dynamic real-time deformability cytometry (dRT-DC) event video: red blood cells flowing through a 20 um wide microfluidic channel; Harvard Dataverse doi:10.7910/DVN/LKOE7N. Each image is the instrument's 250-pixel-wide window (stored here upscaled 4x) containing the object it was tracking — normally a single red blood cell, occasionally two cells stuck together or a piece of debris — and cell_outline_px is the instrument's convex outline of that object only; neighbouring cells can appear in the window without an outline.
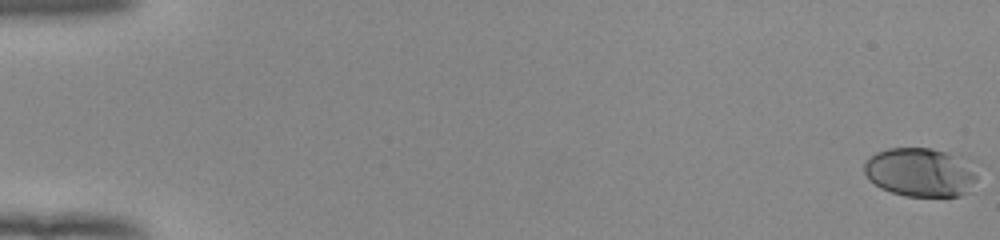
{"species": "human", "species_latin": "Homo sapiens", "temperature_condition": "room temperature", "stored_images_in_passage": 54, "camera_frame_rate_fps": 3000, "um_per_image_px": 0.085, "donor": {"sex": "female"}, "frame": {"image": 1, "passage_image": 1, "time_ms": 0.0, "image_size_px": [1000, 240], "cell_outline_px": [[976, 180], [968, 192], [960, 196], [904, 196], [880, 188], [868, 180], [864, 172], [864, 164], [876, 152], [888, 148], [932, 148], [960, 156], [976, 176]], "centroid_in_image_um": [78.17, 14.65], "position_along_channel_um": 6.8, "area_um2": 31.91}}
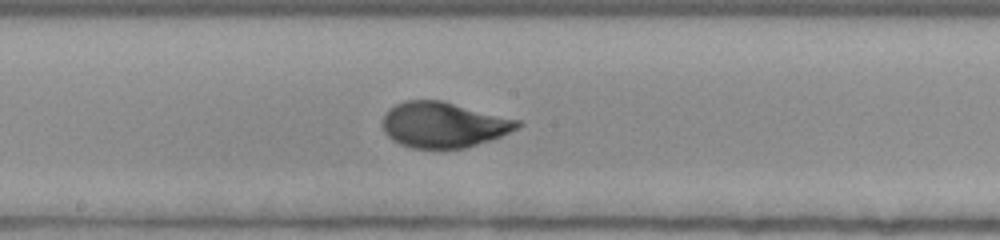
{"frame": {"image": 2, "passage_image": 31, "time_ms": 10.0, "image_size_px": [1000, 240], "cell_outline_px": [[524, 124], [492, 140], [464, 148], [412, 148], [400, 144], [392, 140], [384, 132], [384, 116], [388, 108], [404, 100], [444, 100], [520, 120]], "centroid_in_image_um": [37.71, 10.59], "position_along_channel_um": 210.5, "area_um2": 35.89}}
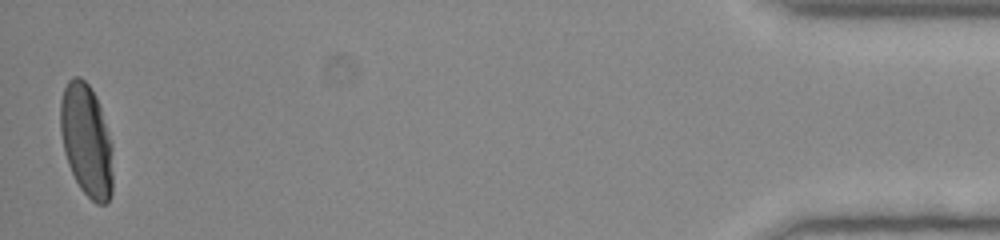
{"frame": {"image": 3, "passage_image": 54, "time_ms": 17.667, "image_size_px": [1000, 240], "cell_outline_px": [[112, 192], [108, 204], [96, 204], [80, 188], [68, 164], [64, 152], [60, 132], [60, 100], [64, 88], [68, 80], [72, 76], [80, 76], [88, 84], [96, 96], [112, 144]], "centroid_in_image_um": [7.34, 11.93], "position_along_channel_um": 427.9, "area_um2": 34.51}, "authors_computed_cell_mechanics": {"area_um2": 34.0442, "velocity_mm_per_s": 3.9198, "shape_relaxation_time_tau1_ms": 5.2752, "shape_relaxation_time_tau2_ms": null, "deformation_change_tau1": 0.2132, "deformation_change_tau2": null}}